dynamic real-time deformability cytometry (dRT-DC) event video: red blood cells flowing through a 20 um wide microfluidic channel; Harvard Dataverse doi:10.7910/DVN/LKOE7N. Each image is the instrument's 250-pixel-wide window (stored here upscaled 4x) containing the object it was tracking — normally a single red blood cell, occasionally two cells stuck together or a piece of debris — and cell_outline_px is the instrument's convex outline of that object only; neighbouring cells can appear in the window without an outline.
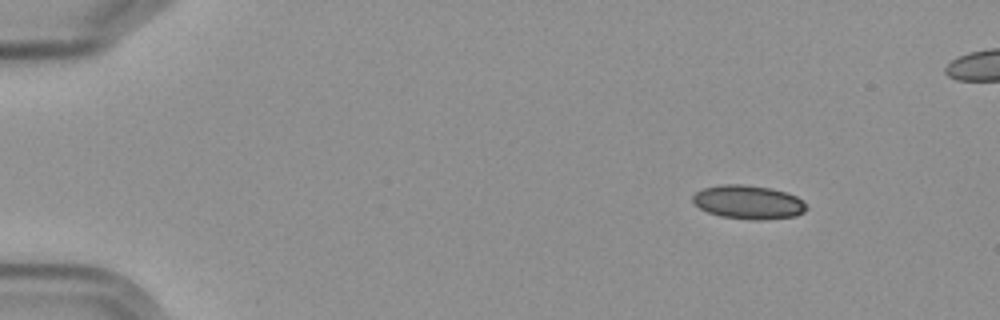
{"species": "Egyptian fruit bat (a non-hibernating species)", "species_latin": "Rousettus aegyptiacus", "temperature_condition": "cold", "stored_images_in_passage": 6, "camera_frame_rate_fps": 3000, "um_per_image_px": 0.085, "frame": {"image": 1, "passage_image": 3, "time_ms": 2.333, "image_size_px": [1000, 320], "cell_outline_px": [[808, 208], [804, 212], [796, 216], [760, 220], [752, 220], [720, 216], [708, 212], [700, 208], [692, 200], [692, 196], [696, 192], [704, 188], [724, 184], [744, 184], [768, 188], [784, 192], [796, 196]], "centroid_in_image_um": [63.59, 17.19], "position_along_channel_um": 21.4, "area_um2": 22.14}}